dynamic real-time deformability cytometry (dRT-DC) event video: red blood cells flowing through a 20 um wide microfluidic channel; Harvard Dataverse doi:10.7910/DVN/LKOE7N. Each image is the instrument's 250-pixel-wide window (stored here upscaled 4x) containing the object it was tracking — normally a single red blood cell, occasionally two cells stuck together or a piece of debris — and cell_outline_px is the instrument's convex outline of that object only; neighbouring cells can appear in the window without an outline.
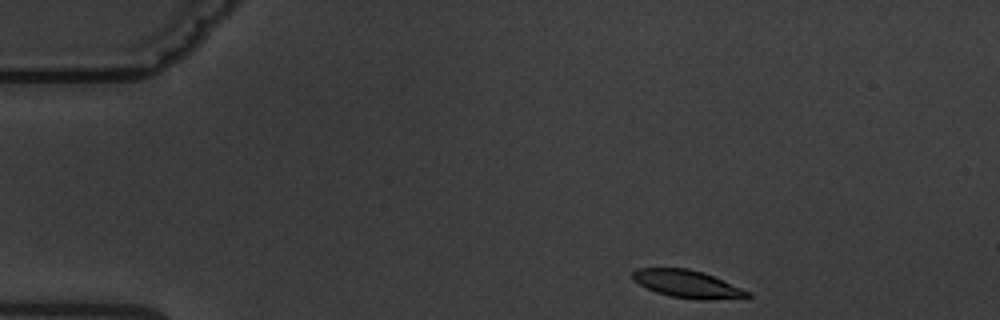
{"species": "common noctule bat (a hibernating species)", "species_latin": "Nyctalus noctula", "temperature_condition": "warm", "stored_images_in_passage": 6, "camera_frame_rate_fps": 3000, "um_per_image_px": 0.085, "animal": {"sex": "male", "body_mass_g": 19.5, "forearm_length_mm": 54.6}, "frame": {"image": 1, "passage_image": 1, "time_ms": 0.0, "image_size_px": [1000, 320], "cell_outline_px": [[752, 296], [748, 300], [696, 300], [672, 296], [656, 292], [632, 280], [632, 272], [636, 268], [688, 268], [704, 272], [752, 292]], "centroid_in_image_um": [58.56, 24.17], "position_along_channel_um": 26.4, "area_um2": 19.07}}
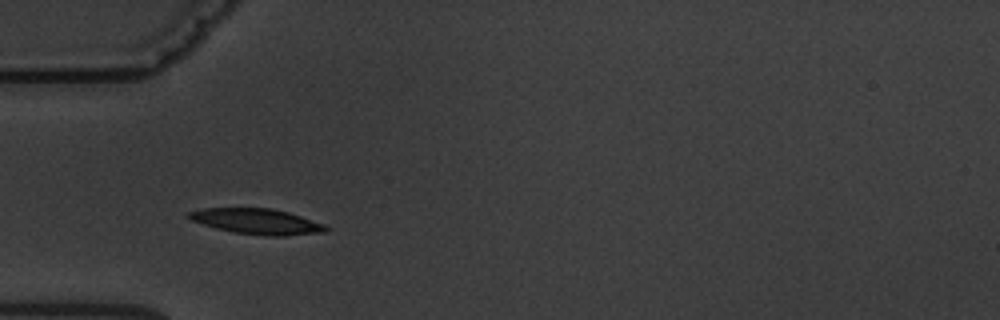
{"frame": {"image": 2, "passage_image": 4, "time_ms": 3.0, "image_size_px": [1000, 320], "cell_outline_px": [[328, 232], [280, 236], [268, 236], [236, 232], [216, 228], [192, 220], [184, 216], [188, 212], [204, 208], [272, 208], [288, 212], [324, 224], [328, 228]], "centroid_in_image_um": [21.84, 18.81], "position_along_channel_um": 63.2, "area_um2": 20.23}}
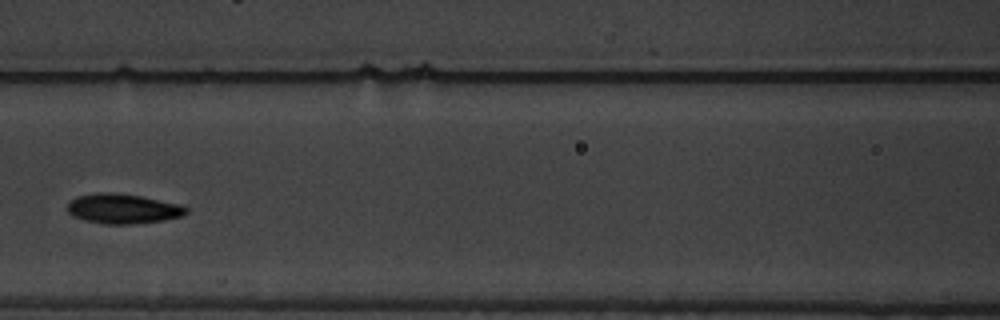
{"frame": {"image": 3, "passage_image": 6, "time_ms": 5.667, "image_size_px": [1000, 320], "cell_outline_px": [[188, 212], [180, 216], [164, 220], [132, 224], [104, 224], [84, 220], [72, 216], [68, 212], [68, 204], [76, 196], [96, 192], [112, 192], [140, 196], [184, 204], [188, 208]], "centroid_in_image_um": [10.46, 17.73], "position_along_channel_um": 156.1, "area_um2": 20.81}}